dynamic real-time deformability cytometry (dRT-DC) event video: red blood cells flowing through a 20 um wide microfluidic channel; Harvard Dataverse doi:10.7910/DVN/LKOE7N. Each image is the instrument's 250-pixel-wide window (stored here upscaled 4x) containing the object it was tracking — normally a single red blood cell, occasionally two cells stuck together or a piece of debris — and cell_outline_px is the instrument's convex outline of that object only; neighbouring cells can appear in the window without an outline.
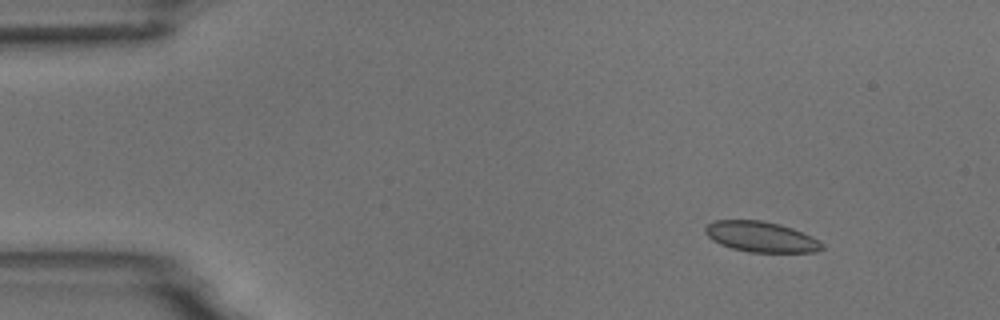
{"species": "common noctule bat (a hibernating species)", "species_latin": "Nyctalus noctula", "temperature_condition": "room temperature", "stored_images_in_passage": 9, "camera_frame_rate_fps": 3000, "um_per_image_px": 0.085, "animal": {"sex": "male", "body_mass_g": 18.8}, "frame": {"image": 1, "passage_image": 3, "time_ms": 2.0, "image_size_px": [1000, 320], "cell_outline_px": [[824, 248], [816, 252], [748, 252], [732, 248], [720, 244], [712, 240], [704, 232], [704, 228], [708, 224], [716, 220], [760, 220], [780, 224], [792, 228], [812, 236], [820, 240], [824, 244]], "centroid_in_image_um": [64.71, 20.13], "position_along_channel_um": 20.3, "area_um2": 20.87}}
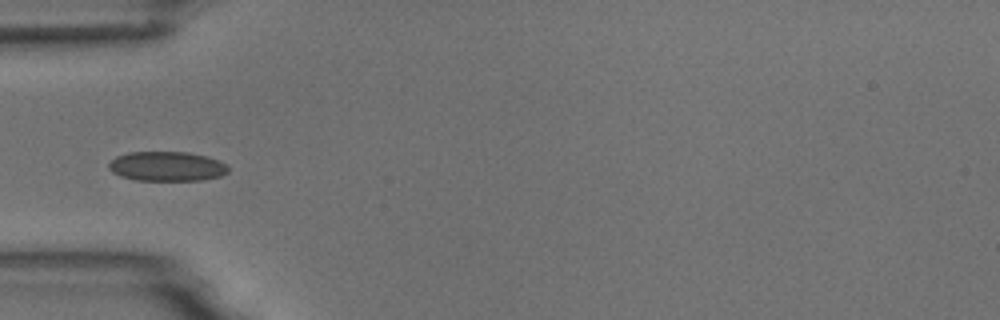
{"frame": {"image": 2, "passage_image": 6, "time_ms": 5.667, "image_size_px": [1000, 320], "cell_outline_px": [[228, 172], [220, 176], [204, 180], [136, 180], [120, 176], [112, 172], [108, 168], [108, 164], [116, 156], [128, 152], [188, 152], [204, 156], [228, 164]], "centroid_in_image_um": [14.17, 14.14], "position_along_channel_um": 70.8, "area_um2": 20.58}}